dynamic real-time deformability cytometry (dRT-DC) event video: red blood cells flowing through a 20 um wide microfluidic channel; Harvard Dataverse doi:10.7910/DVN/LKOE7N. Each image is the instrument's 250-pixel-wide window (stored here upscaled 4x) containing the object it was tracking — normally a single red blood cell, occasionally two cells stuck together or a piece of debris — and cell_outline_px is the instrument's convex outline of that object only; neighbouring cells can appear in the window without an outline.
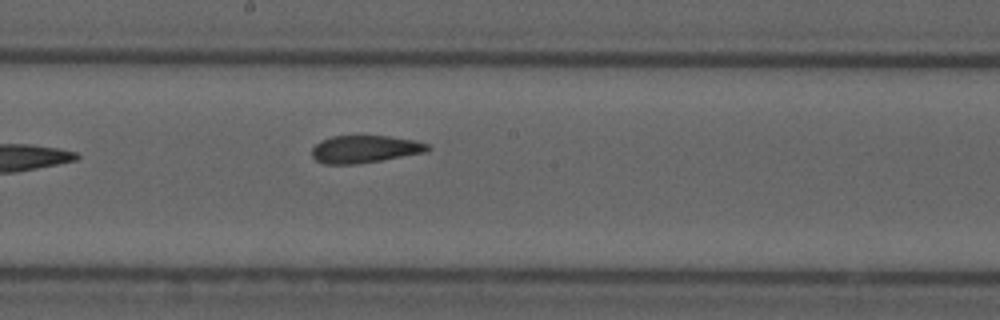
{"species": "common noctule bat (a hibernating species)", "species_latin": "Nyctalus noctula", "temperature_condition": "cold", "stored_images_in_passage": 10, "camera_frame_rate_fps": 3000, "um_per_image_px": 0.085, "animal": {"sex": "male", "forearm_length_mm": 52.5}, "frame": {"image": 1, "passage_image": 9, "time_ms": 9.333, "image_size_px": [1000, 320], "cell_outline_px": [[432, 148], [428, 152], [356, 164], [324, 164], [316, 160], [312, 156], [312, 148], [320, 140], [332, 136], [388, 136], [416, 140], [428, 144]], "centroid_in_image_um": [31.03, 12.67], "position_along_channel_um": 217.2, "area_um2": 18.61}}